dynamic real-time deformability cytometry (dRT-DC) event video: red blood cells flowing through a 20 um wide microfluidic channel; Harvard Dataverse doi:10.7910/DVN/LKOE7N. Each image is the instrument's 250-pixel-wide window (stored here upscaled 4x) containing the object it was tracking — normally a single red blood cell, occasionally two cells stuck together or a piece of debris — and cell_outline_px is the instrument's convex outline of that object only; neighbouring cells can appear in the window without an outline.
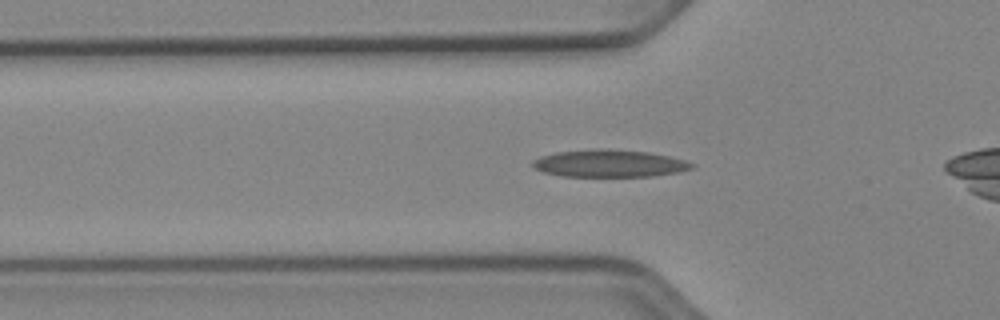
{"species": "Egyptian fruit bat (a non-hibernating species)", "species_latin": "Rousettus aegyptiacus", "temperature_condition": "cold", "stored_images_in_passage": 36, "camera_frame_rate_fps": 3000, "um_per_image_px": 0.085, "animal": {"sex": "female"}, "frame": {"image": 1, "passage_image": 6, "time_ms": 1.667, "image_size_px": [1000, 320], "cell_outline_px": [[696, 164], [692, 168], [676, 172], [652, 176], [564, 176], [544, 172], [536, 168], [532, 164], [532, 160], [540, 156], [556, 152], [592, 148], [608, 148], [648, 152], [668, 156], [684, 160]], "centroid_in_image_um": [51.77, 13.87], "position_along_channel_um": 74.0, "area_um2": 25.32}}
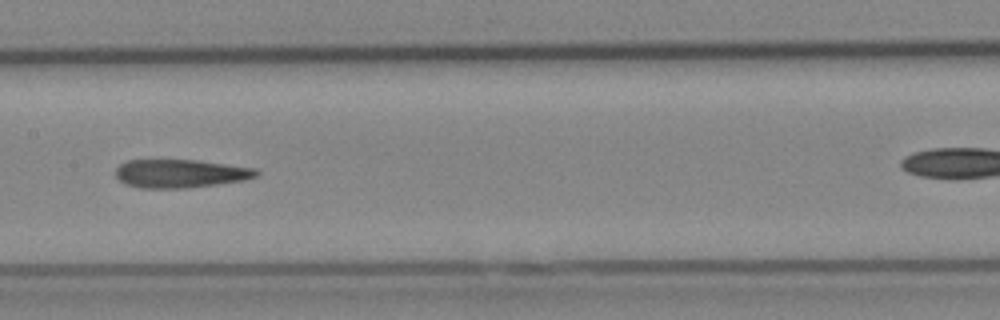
{"frame": {"image": 2, "passage_image": 15, "time_ms": 4.667, "image_size_px": [1000, 320], "cell_outline_px": [[260, 172], [256, 176], [244, 180], [188, 188], [140, 188], [124, 184], [116, 176], [116, 168], [120, 164], [128, 160], [196, 160], [256, 168]], "centroid_in_image_um": [15.32, 14.75], "position_along_channel_um": 192.1, "area_um2": 23.24}}
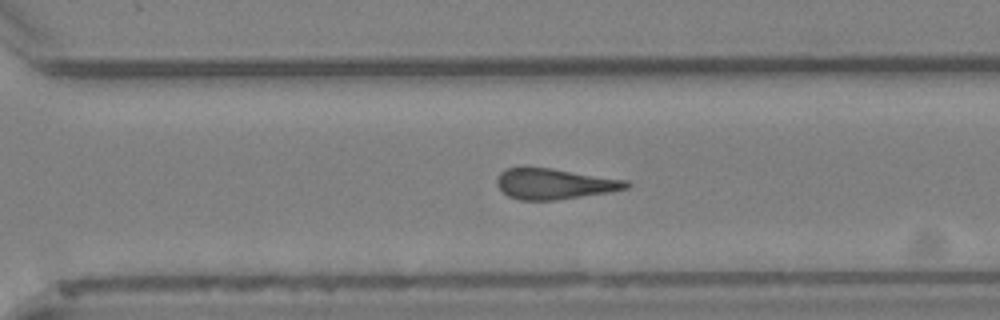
{"frame": {"image": 3, "passage_image": 25, "time_ms": 8.0, "image_size_px": [1000, 320], "cell_outline_px": [[632, 184], [628, 188], [608, 192], [556, 200], [520, 200], [508, 196], [496, 184], [496, 180], [500, 172], [508, 168], [520, 164], [552, 168], [628, 180]], "centroid_in_image_um": [47.09, 15.59], "position_along_channel_um": 323.5, "area_um2": 23.64}, "authors_computed_cell_mechanics": {"area_um2": 23.4379, "velocity_mm_per_s": 3.9421, "shape_relaxation_time_tau1_ms": null, "shape_relaxation_time_tau2_ms": 9.2432, "deformation_change_tau1": null, "deformation_change_tau2": 0.2505}}